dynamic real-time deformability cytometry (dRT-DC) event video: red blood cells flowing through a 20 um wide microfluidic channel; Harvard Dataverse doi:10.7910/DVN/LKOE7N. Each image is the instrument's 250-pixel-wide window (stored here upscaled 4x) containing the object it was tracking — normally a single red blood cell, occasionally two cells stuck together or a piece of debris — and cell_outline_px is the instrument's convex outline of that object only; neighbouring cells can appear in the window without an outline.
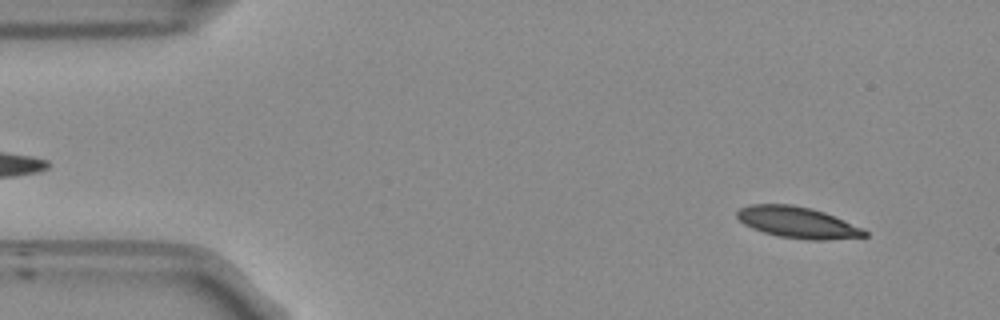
{"species": "Egyptian fruit bat (a non-hibernating species)", "species_latin": "Rousettus aegyptiacus", "temperature_condition": "room temperature", "stored_images_in_passage": 52, "camera_frame_rate_fps": 3000, "um_per_image_px": 0.085, "frame": {"image": 1, "passage_image": 4, "time_ms": 1.0, "image_size_px": [1000, 320], "cell_outline_px": [[868, 236], [824, 240], [808, 240], [780, 236], [764, 232], [752, 228], [744, 224], [736, 216], [736, 212], [740, 208], [748, 204], [792, 204], [812, 208], [824, 212], [864, 228], [868, 232]], "centroid_in_image_um": [67.8, 18.9], "position_along_channel_um": 17.2, "area_um2": 23.29}}
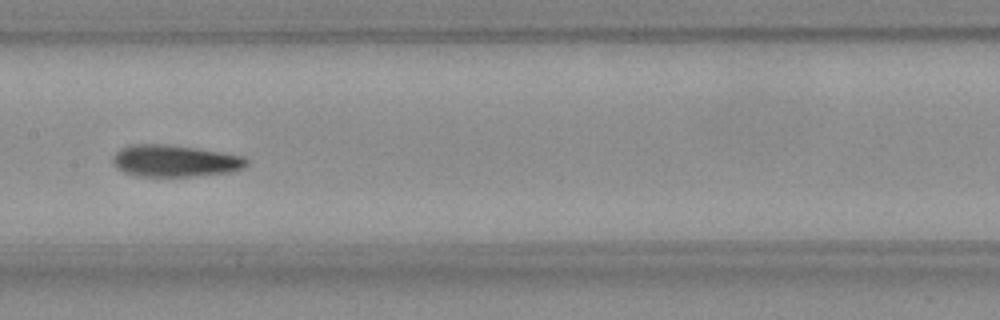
{"frame": {"image": 2, "passage_image": 25, "time_ms": 8.0, "image_size_px": [1000, 320], "cell_outline_px": [[248, 164], [240, 168], [228, 172], [192, 176], [140, 176], [124, 172], [112, 160], [112, 156], [120, 148], [132, 144], [168, 144], [196, 148], [244, 156], [248, 160]], "centroid_in_image_um": [14.85, 13.66], "position_along_channel_um": 192.5, "area_um2": 24.51}}
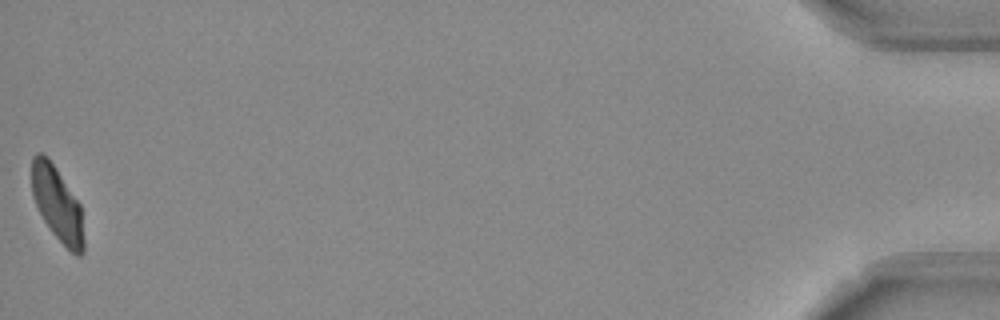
{"frame": {"image": 3, "passage_image": 52, "time_ms": 17.0, "image_size_px": [1000, 320], "cell_outline_px": [[84, 252], [80, 256], [76, 256], [52, 232], [44, 220], [32, 196], [32, 156], [36, 152], [40, 152], [48, 156], [80, 204], [84, 240]], "centroid_in_image_um": [4.87, 17.31], "position_along_channel_um": 430.3, "area_um2": 22.37}, "authors_computed_cell_mechanics": {"area_um2": 24.276, "velocity_mm_per_s": 3.7861, "shape_relaxation_time_tau1_ms": 5.8953, "shape_relaxation_time_tau2_ms": 1.2346, "deformation_change_tau1": 0.1714, "deformation_change_tau2": 0.0676}}